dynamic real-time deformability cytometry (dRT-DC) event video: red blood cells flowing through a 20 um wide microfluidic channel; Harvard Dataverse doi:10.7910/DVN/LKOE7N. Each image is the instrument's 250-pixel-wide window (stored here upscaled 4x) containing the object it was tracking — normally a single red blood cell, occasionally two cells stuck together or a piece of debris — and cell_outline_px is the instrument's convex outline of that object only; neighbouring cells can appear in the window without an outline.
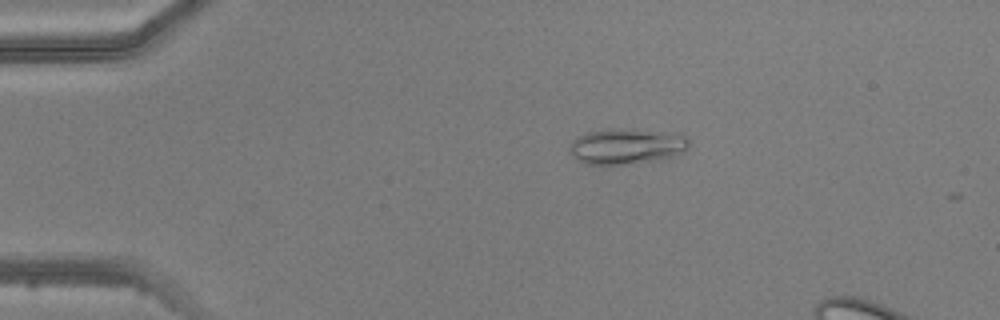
{"species": "common noctule bat (a hibernating species)", "species_latin": "Nyctalus noctula", "temperature_condition": "warm", "stored_images_in_passage": 2, "camera_frame_rate_fps": 3000, "um_per_image_px": 0.085, "animal": {"sex": "male", "body_mass_g": 20.5, "forearm_length_mm": 52.5}, "frame": {"image": 1, "passage_image": 1, "time_ms": 0.0, "image_size_px": [1000, 320], "cell_outline_px": [[688, 148], [684, 152], [668, 160], [628, 164], [588, 164], [572, 156], [568, 152], [568, 148], [572, 140], [588, 132], [612, 128], [620, 128], [680, 132], [688, 136]], "centroid_in_image_um": [53.35, 12.43], "position_along_channel_um": 31.6, "area_um2": 25.61}}